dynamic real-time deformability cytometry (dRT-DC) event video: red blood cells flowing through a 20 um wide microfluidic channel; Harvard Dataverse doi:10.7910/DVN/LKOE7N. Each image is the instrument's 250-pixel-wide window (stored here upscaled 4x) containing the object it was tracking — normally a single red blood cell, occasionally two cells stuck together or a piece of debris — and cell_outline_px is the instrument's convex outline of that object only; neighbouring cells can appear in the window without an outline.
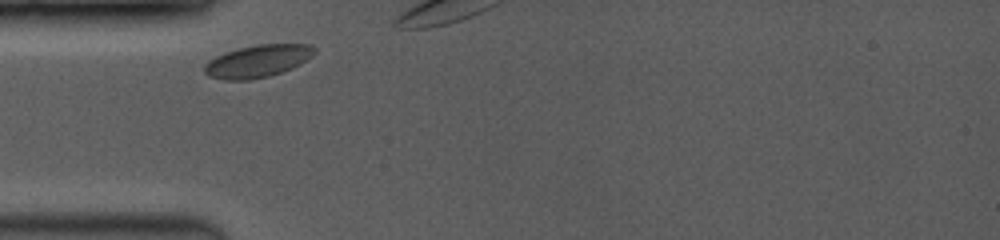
{"species": "common noctule bat (a hibernating species)", "species_latin": "Nyctalus noctula", "temperature_condition": "room temperature", "stored_images_in_passage": 3, "camera_frame_rate_fps": 3500, "um_per_image_px": 0.085, "animal": {"sex": "female", "body_mass_g": 19.0, "forearm_length_mm": 53.3}, "frame": {"image": 1, "passage_image": 1, "time_ms": 0.0, "image_size_px": [1000, 240], "cell_outline_px": [[316, 52], [312, 56], [300, 64], [292, 68], [268, 76], [248, 80], [224, 80], [208, 76], [204, 72], [204, 64], [208, 60], [224, 52], [256, 44], [308, 44], [316, 48]], "centroid_in_image_um": [21.88, 5.19], "position_along_channel_um": 63.1, "area_um2": 20.81}}